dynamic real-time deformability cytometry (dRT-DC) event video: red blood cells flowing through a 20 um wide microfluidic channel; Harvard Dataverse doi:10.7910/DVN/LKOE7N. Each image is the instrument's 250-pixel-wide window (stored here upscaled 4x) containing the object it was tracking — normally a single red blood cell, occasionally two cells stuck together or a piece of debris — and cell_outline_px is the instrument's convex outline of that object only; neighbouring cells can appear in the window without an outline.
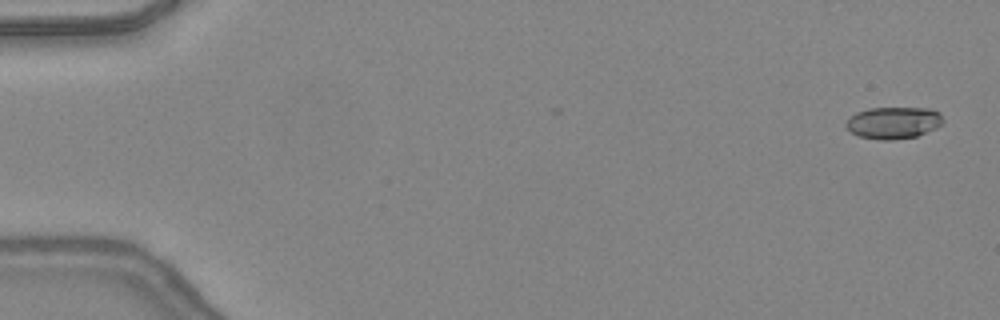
{"species": "common noctule bat (a hibernating species)", "species_latin": "Nyctalus noctula", "temperature_condition": "warm", "stored_images_in_passage": 48, "camera_frame_rate_fps": 3000, "um_per_image_px": 0.085, "animal": {"sex": "female", "body_mass_g": 24.6, "forearm_length_mm": 56.2}, "frame": {"image": 1, "passage_image": 2, "time_ms": 0.333, "image_size_px": [1000, 320], "cell_outline_px": [[944, 120], [936, 128], [916, 136], [892, 140], [880, 140], [860, 136], [852, 132], [844, 124], [856, 112], [868, 108], [928, 108], [940, 112]], "centroid_in_image_um": [75.96, 10.42], "position_along_channel_um": 9.0, "area_um2": 17.92}}
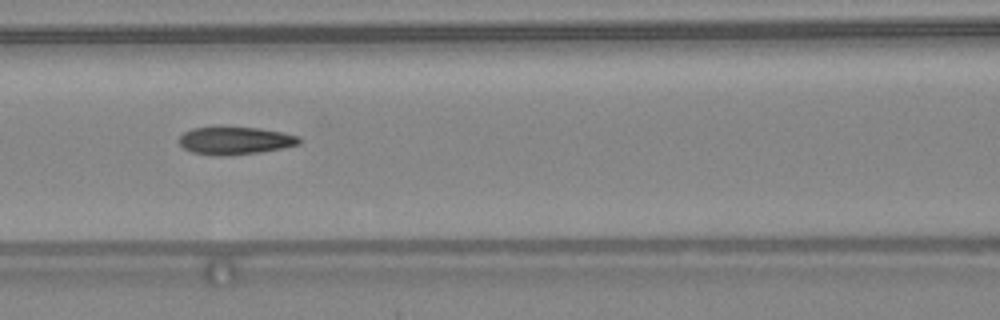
{"frame": {"image": 2, "passage_image": 22, "time_ms": 7.0, "image_size_px": [1000, 320], "cell_outline_px": [[300, 144], [260, 152], [224, 156], [220, 156], [192, 152], [184, 148], [180, 144], [180, 136], [184, 132], [192, 128], [260, 128], [300, 136]], "centroid_in_image_um": [19.99, 11.96], "position_along_channel_um": 146.6, "area_um2": 18.96}}
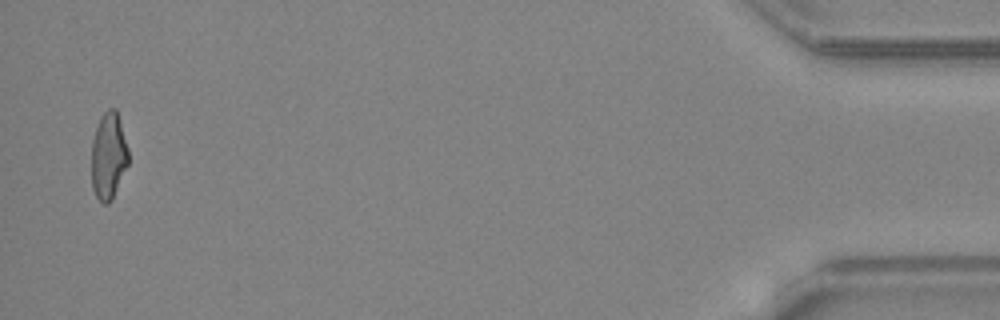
{"frame": {"image": 3, "passage_image": 47, "time_ms": 15.333, "image_size_px": [1000, 320], "cell_outline_px": [[128, 164], [112, 200], [108, 204], [104, 204], [96, 196], [92, 188], [92, 140], [100, 116], [108, 108], [116, 108], [128, 148]], "centroid_in_image_um": [9.22, 13.25], "position_along_channel_um": 426.0, "area_um2": 18.67}, "authors_computed_cell_mechanics": {"area_um2": 19.2185, "velocity_mm_per_s": 4.3998, "shape_relaxation_time_tau1_ms": 6.6149, "shape_relaxation_time_tau2_ms": 1.36, "deformation_change_tau1": 0.2344, "deformation_change_tau2": 0.1005}}